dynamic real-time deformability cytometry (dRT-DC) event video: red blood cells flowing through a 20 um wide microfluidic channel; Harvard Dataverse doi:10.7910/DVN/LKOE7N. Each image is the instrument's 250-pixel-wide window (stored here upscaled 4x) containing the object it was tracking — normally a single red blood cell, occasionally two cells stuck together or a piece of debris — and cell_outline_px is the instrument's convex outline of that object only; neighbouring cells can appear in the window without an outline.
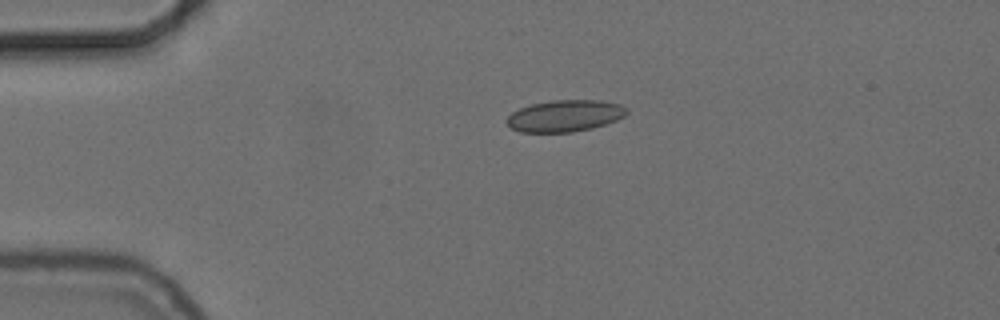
{"species": "common noctule bat (a hibernating species)", "species_latin": "Nyctalus noctula", "temperature_condition": "cold", "stored_images_in_passage": 44, "camera_frame_rate_fps": 3000, "um_per_image_px": 0.085, "animal": {"sex": "female", "body_mass_g": 24.6, "forearm_length_mm": 56.2}, "frame": {"image": 1, "passage_image": 1, "time_ms": 0.0, "image_size_px": [1000, 320], "cell_outline_px": [[628, 112], [624, 116], [616, 120], [592, 128], [572, 132], [520, 132], [512, 128], [504, 120], [512, 112], [520, 108], [532, 104], [552, 100], [600, 100], [620, 104], [628, 108]], "centroid_in_image_um": [48.01, 9.84], "position_along_channel_um": 37.0, "area_um2": 22.14}}
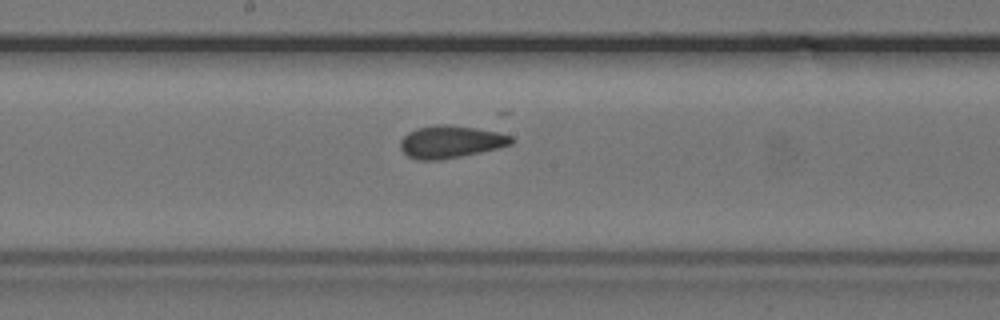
{"frame": {"image": 2, "passage_image": 18, "time_ms": 5.667, "image_size_px": [1000, 320], "cell_outline_px": [[516, 140], [512, 144], [500, 148], [440, 160], [416, 160], [408, 156], [400, 148], [400, 140], [408, 132], [416, 128], [436, 124], [448, 124], [476, 128], [496, 132], [512, 136]], "centroid_in_image_um": [38.3, 12.05], "position_along_channel_um": 209.9, "area_um2": 21.1}}
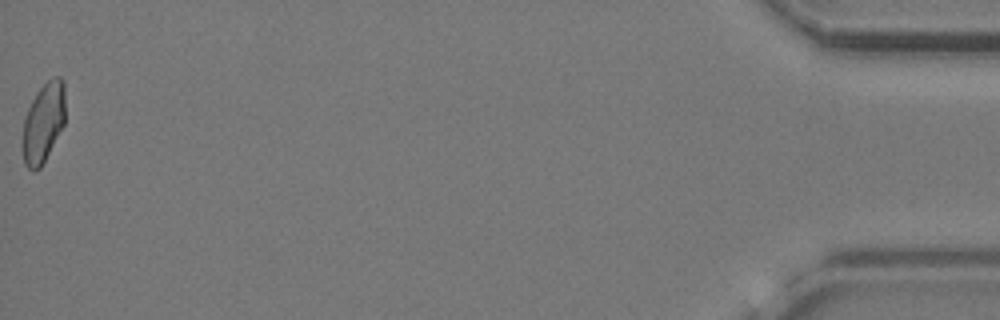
{"frame": {"image": 3, "passage_image": 44, "time_ms": 14.333, "image_size_px": [1000, 320], "cell_outline_px": [[64, 124], [40, 168], [32, 172], [24, 164], [20, 144], [24, 116], [36, 92], [52, 76], [60, 76], [64, 80]], "centroid_in_image_um": [3.64, 10.43], "position_along_channel_um": 431.6, "area_um2": 20.17}}